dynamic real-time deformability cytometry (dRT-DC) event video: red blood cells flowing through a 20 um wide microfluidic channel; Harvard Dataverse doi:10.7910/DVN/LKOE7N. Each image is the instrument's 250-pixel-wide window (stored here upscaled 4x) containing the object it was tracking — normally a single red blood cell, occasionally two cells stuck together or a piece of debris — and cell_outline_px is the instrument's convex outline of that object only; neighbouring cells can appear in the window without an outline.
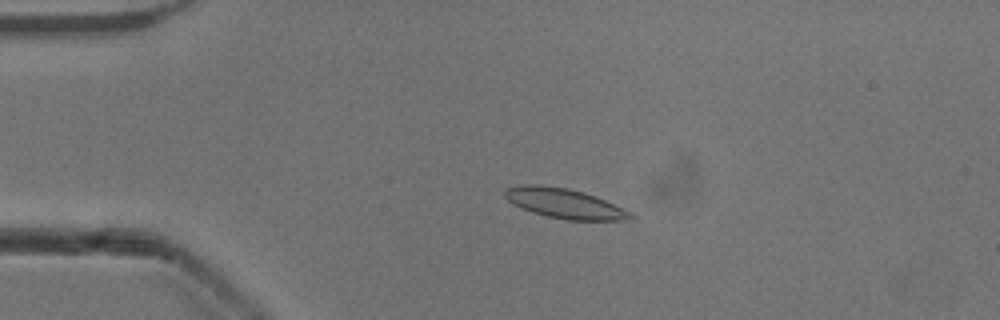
{"species": "common noctule bat (a hibernating species)", "species_latin": "Nyctalus noctula", "temperature_condition": "cold", "stored_images_in_passage": 49, "camera_frame_rate_fps": 3000, "um_per_image_px": 0.085, "animal": {"sex": "male", "body_mass_g": 13.3}, "frame": {"image": 1, "passage_image": 8, "time_ms": 2.333, "image_size_px": [1000, 320], "cell_outline_px": [[632, 216], [624, 220], [568, 220], [548, 216], [532, 212], [512, 204], [504, 196], [504, 192], [508, 188], [524, 184], [536, 184], [568, 188], [584, 192], [596, 196], [632, 212]], "centroid_in_image_um": [47.96, 17.28], "position_along_channel_um": 37.0, "area_um2": 21.68}}
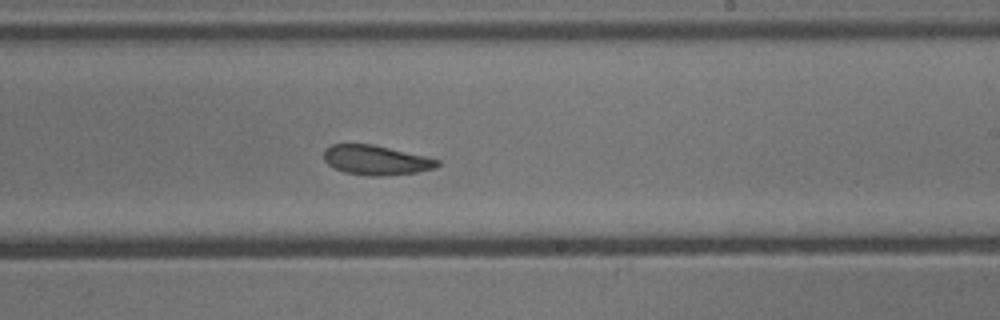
{"frame": {"image": 2, "passage_image": 28, "time_ms": 9.0, "image_size_px": [1000, 320], "cell_outline_px": [[440, 164], [436, 168], [416, 172], [384, 176], [372, 176], [344, 172], [328, 164], [324, 160], [324, 148], [332, 144], [372, 144], [424, 156], [440, 160]], "centroid_in_image_um": [31.95, 13.61], "position_along_channel_um": 257.0, "area_um2": 19.48}}
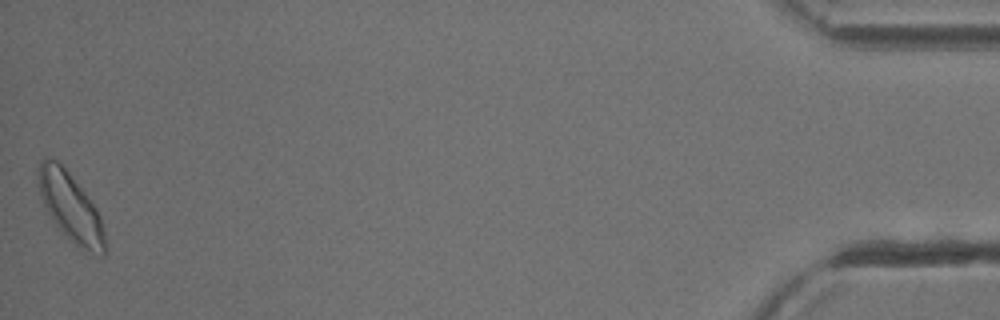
{"frame": {"image": 3, "passage_image": 49, "time_ms": 16.0, "image_size_px": [1000, 320], "cell_outline_px": [[108, 252], [104, 256], [100, 256], [80, 248], [56, 224], [48, 212], [44, 204], [40, 192], [40, 160], [44, 156], [56, 160], [68, 172], [84, 192], [96, 208], [100, 216], [108, 248]], "centroid_in_image_um": [6.07, 17.67], "position_along_channel_um": 429.1, "area_um2": 25.84}, "authors_computed_cell_mechanics": {"area_um2": 21.097, "velocity_mm_per_s": 3.865, "shape_relaxation_time_tau1_ms": 4.4777, "shape_relaxation_time_tau2_ms": 3.2524, "deformation_change_tau1": 0.0799, "deformation_change_tau2": 0.0873}}